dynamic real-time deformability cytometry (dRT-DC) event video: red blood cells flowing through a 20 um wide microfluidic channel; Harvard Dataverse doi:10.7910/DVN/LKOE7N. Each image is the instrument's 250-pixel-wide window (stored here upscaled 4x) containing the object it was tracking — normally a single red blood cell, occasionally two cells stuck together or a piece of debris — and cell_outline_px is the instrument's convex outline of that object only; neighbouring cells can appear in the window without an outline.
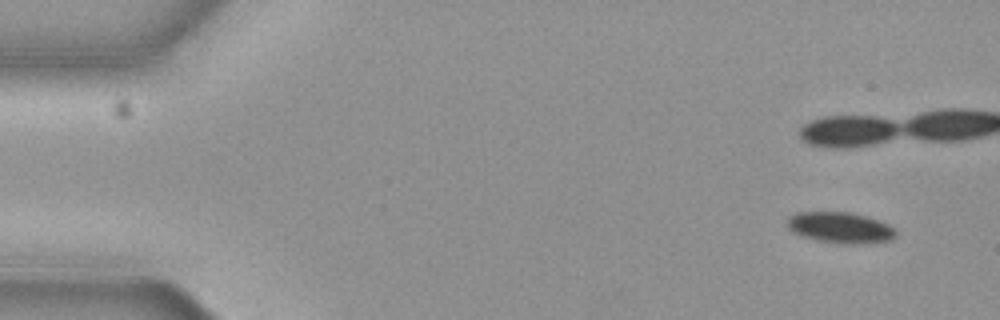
{"species": "common noctule bat (a hibernating species)", "species_latin": "Nyctalus noctula", "temperature_condition": "cold", "stored_images_in_passage": 21, "camera_frame_rate_fps": 3000, "um_per_image_px": 0.085, "animal": {"sex": "female", "body_mass_g": 19.3, "forearm_length_mm": 54.1}, "frame": {"image": 1, "passage_image": 4, "time_ms": 1.0, "image_size_px": [1000, 320], "cell_outline_px": [[896, 236], [888, 240], [860, 244], [836, 244], [816, 240], [792, 232], [788, 228], [788, 216], [796, 212], [852, 212], [868, 216], [888, 224], [896, 232]], "centroid_in_image_um": [71.4, 19.34], "position_along_channel_um": 13.6, "area_um2": 19.71}}